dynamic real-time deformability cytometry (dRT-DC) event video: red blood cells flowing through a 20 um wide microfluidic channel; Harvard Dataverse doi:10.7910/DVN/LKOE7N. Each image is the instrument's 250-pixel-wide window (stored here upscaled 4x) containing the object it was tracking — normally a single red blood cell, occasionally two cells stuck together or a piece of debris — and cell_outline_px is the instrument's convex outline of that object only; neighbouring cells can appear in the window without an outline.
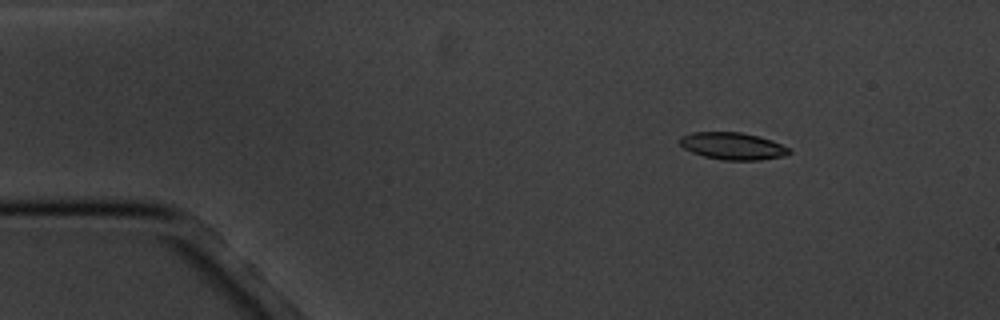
{"species": "common noctule bat (a hibernating species)", "species_latin": "Nyctalus noctula", "temperature_condition": "cold", "stored_images_in_passage": 9, "camera_frame_rate_fps": 3000, "um_per_image_px": 0.085, "animal": {"sex": "male", "body_mass_g": 20.1, "forearm_length_mm": 53.5}, "frame": {"image": 1, "passage_image": 2, "time_ms": 2.0, "image_size_px": [1000, 320], "cell_outline_px": [[792, 152], [784, 156], [760, 160], [724, 160], [704, 156], [692, 152], [684, 148], [680, 144], [680, 136], [692, 132], [740, 132], [760, 136], [772, 140], [788, 148]], "centroid_in_image_um": [62.28, 12.41], "position_along_channel_um": 22.7, "area_um2": 17.28}}
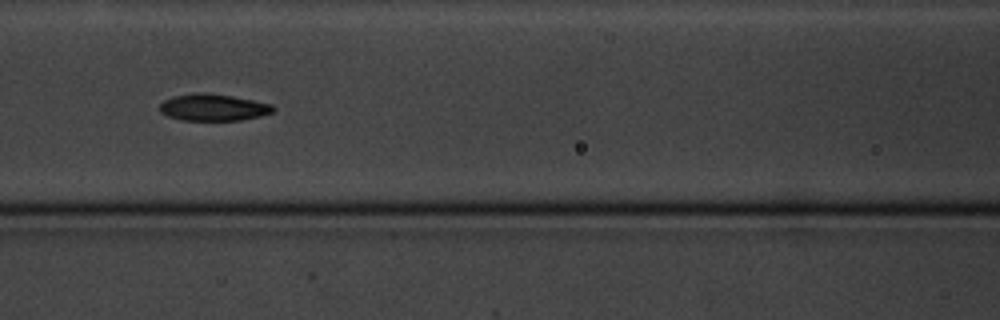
{"frame": {"image": 2, "passage_image": 6, "time_ms": 7.667, "image_size_px": [1000, 320], "cell_outline_px": [[276, 108], [272, 112], [260, 116], [240, 120], [180, 120], [168, 116], [160, 112], [160, 104], [164, 100], [176, 96], [196, 92], [200, 92], [232, 96], [272, 104]], "centroid_in_image_um": [18.13, 9.13], "position_along_channel_um": 148.5, "area_um2": 17.57}}
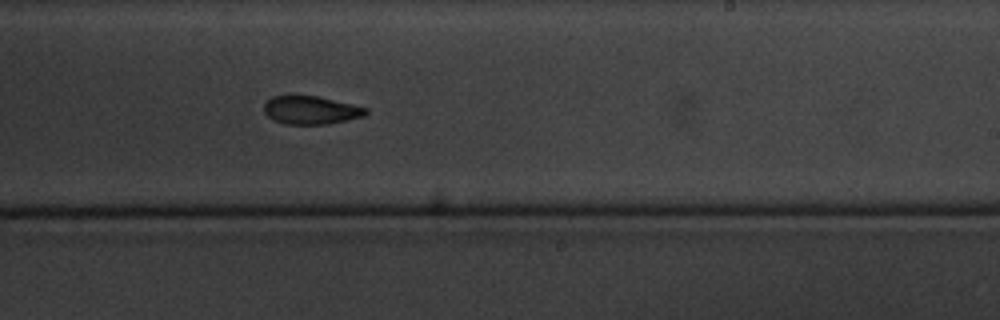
{"frame": {"image": 3, "passage_image": 9, "time_ms": 11.0, "image_size_px": [1000, 320], "cell_outline_px": [[368, 112], [364, 116], [324, 124], [288, 124], [276, 120], [268, 116], [264, 112], [264, 104], [272, 96], [316, 96], [368, 108]], "centroid_in_image_um": [26.42, 9.35], "position_along_channel_um": 262.6, "area_um2": 16.3}}